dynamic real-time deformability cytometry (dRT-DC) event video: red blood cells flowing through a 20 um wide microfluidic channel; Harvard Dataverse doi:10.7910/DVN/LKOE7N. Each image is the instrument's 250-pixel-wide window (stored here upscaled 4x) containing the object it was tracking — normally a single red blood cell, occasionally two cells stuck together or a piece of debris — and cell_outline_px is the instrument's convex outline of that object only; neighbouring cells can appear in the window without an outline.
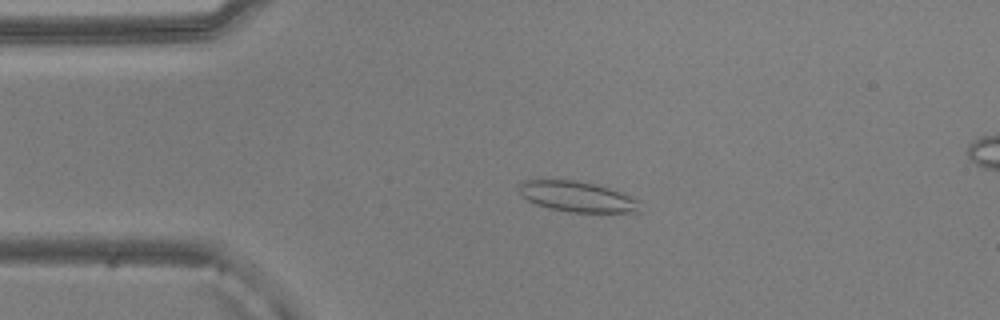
{"species": "common noctule bat (a hibernating species)", "species_latin": "Nyctalus noctula", "temperature_condition": "warm", "stored_images_in_passage": 48, "camera_frame_rate_fps": 3000, "um_per_image_px": 0.085, "animal": {"sex": "male", "body_mass_g": 20.5, "forearm_length_mm": 52.5}, "frame": {"image": 1, "passage_image": 11, "time_ms": 3.333, "image_size_px": [1000, 320], "cell_outline_px": [[644, 212], [568, 212], [536, 204], [528, 200], [516, 188], [524, 180], [576, 180], [596, 184], [620, 192], [640, 200]], "centroid_in_image_um": [49.13, 16.72], "position_along_channel_um": 35.9, "area_um2": 21.56}}
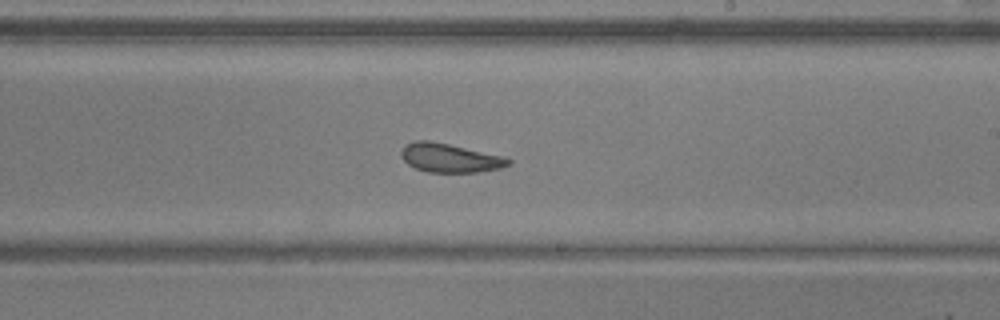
{"frame": {"image": 2, "passage_image": 30, "time_ms": 9.667, "image_size_px": [1000, 320], "cell_outline_px": [[512, 164], [500, 168], [476, 172], [428, 172], [416, 168], [408, 164], [400, 156], [400, 152], [404, 144], [416, 140], [428, 140], [448, 144], [500, 156], [512, 160]], "centroid_in_image_um": [38.18, 13.42], "position_along_channel_um": 250.8, "area_um2": 17.8}}
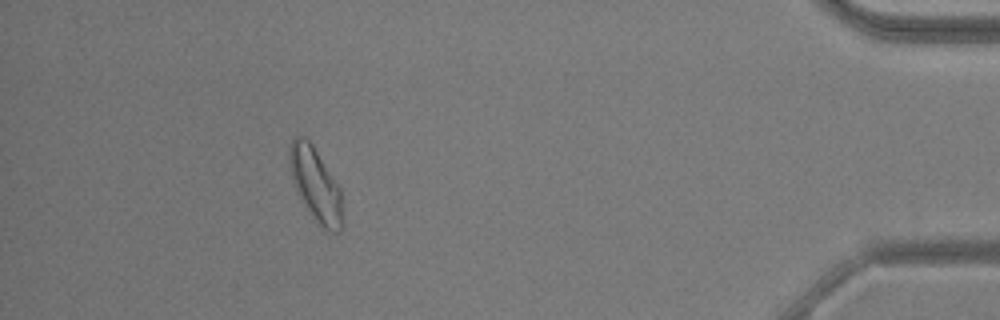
{"frame": {"image": 3, "passage_image": 47, "time_ms": 15.333, "image_size_px": [1000, 320], "cell_outline_px": [[344, 224], [340, 232], [328, 232], [316, 224], [304, 204], [292, 180], [288, 160], [288, 144], [296, 136], [304, 136], [312, 144], [340, 188], [344, 220]], "centroid_in_image_um": [26.83, 15.74], "position_along_channel_um": 408.4, "area_um2": 23.06}, "authors_computed_cell_mechanics": {"area_um2": 19.9699, "velocity_mm_per_s": 3.8364, "shape_relaxation_time_tau1_ms": null, "shape_relaxation_time_tau2_ms": 1.5684, "deformation_change_tau1": null, "deformation_change_tau2": 0.0804}}